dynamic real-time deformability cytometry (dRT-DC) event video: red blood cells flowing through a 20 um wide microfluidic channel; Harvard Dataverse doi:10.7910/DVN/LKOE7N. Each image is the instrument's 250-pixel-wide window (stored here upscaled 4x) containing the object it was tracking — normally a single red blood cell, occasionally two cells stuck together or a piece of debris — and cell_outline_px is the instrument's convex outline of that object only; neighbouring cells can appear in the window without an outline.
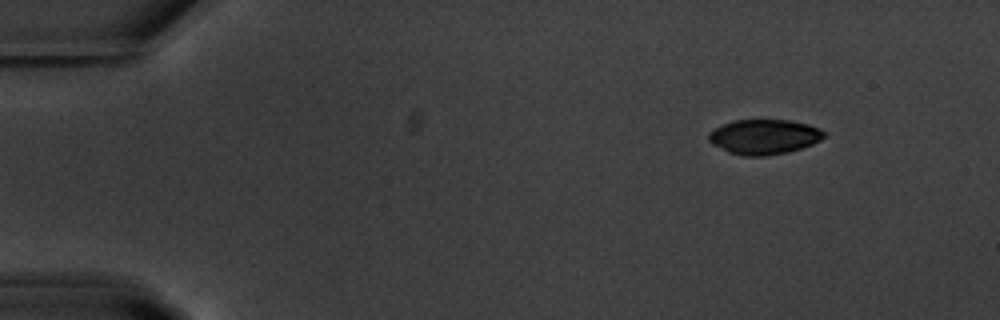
{"species": "common noctule bat (a hibernating species)", "species_latin": "Nyctalus noctula", "temperature_condition": "warm", "stored_images_in_passage": 49, "camera_frame_rate_fps": 3000, "um_per_image_px": 0.085, "animal": {"sex": "male", "body_mass_g": 20.1, "forearm_length_mm": 53.5}, "frame": {"image": 1, "passage_image": 1, "time_ms": 0.0, "image_size_px": [1000, 320], "cell_outline_px": [[828, 132], [820, 140], [812, 144], [788, 152], [764, 156], [744, 156], [728, 152], [712, 144], [708, 140], [708, 132], [724, 124], [736, 120], [788, 120], [808, 124], [820, 128]], "centroid_in_image_um": [64.96, 11.63], "position_along_channel_um": 20.0, "area_um2": 23.47}}
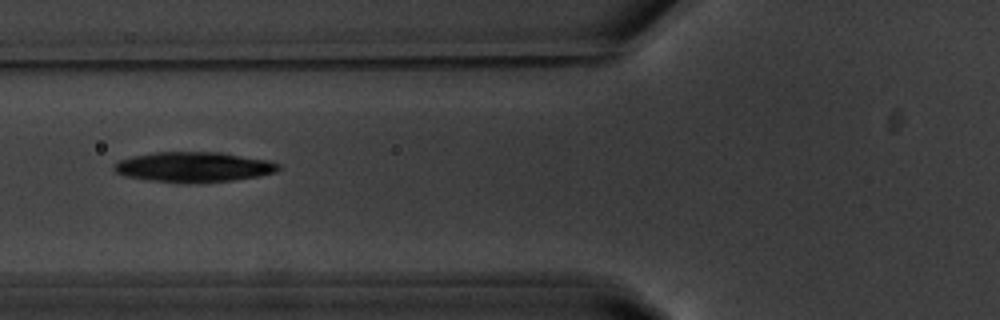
{"frame": {"image": 2, "passage_image": 16, "time_ms": 5.0, "image_size_px": [1000, 320], "cell_outline_px": [[280, 168], [276, 172], [256, 176], [232, 180], [200, 184], [188, 184], [148, 180], [124, 176], [116, 172], [112, 168], [112, 164], [120, 160], [132, 156], [156, 152], [220, 152], [268, 160], [280, 164]], "centroid_in_image_um": [16.43, 14.21], "position_along_channel_um": 109.4, "area_um2": 29.19}}
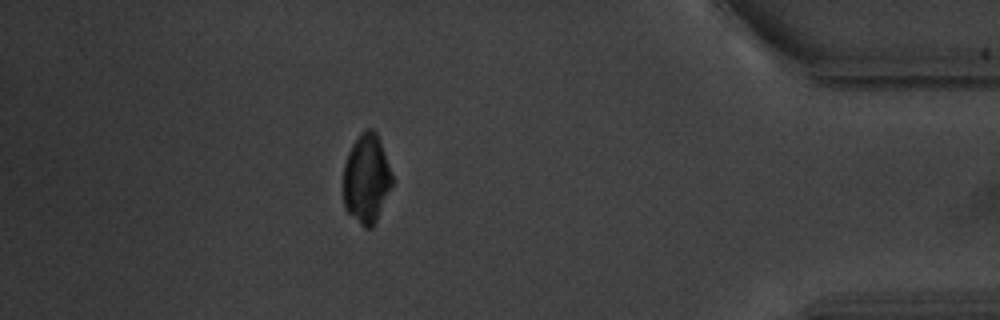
{"frame": {"image": 3, "passage_image": 43, "time_ms": 14.0, "image_size_px": [1000, 320], "cell_outline_px": [[392, 184], [376, 220], [372, 228], [364, 228], [344, 208], [344, 164], [348, 152], [352, 144], [360, 132], [364, 128], [372, 128], [376, 132], [380, 140], [392, 176]], "centroid_in_image_um": [31.13, 15.16], "position_along_channel_um": 404.1, "area_um2": 25.14}, "authors_computed_cell_mechanics": {"area_um2": 27.5128, "velocity_mm_per_s": 3.7092, "shape_relaxation_time_tau1_ms": 2.7383, "shape_relaxation_time_tau2_ms": 8.9122, "deformation_change_tau1": 0.1186, "deformation_change_tau2": 0.1651}}